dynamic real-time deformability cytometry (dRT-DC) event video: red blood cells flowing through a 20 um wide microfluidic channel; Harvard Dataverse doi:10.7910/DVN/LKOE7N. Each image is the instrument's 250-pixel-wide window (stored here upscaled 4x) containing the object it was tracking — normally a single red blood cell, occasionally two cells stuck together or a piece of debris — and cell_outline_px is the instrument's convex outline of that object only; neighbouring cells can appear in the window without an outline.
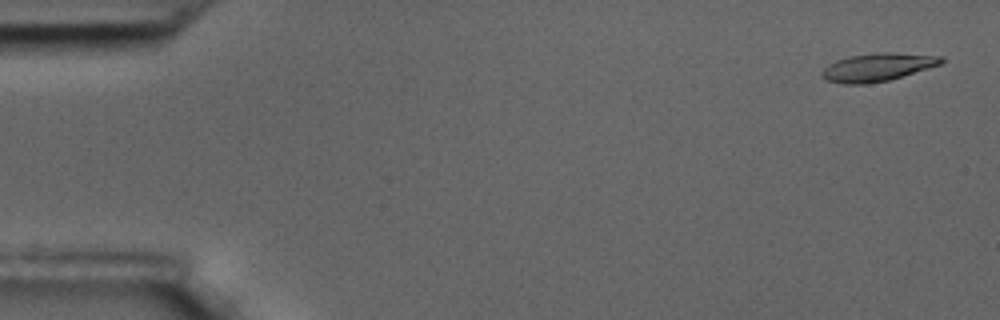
{"species": "common noctule bat (a hibernating species)", "species_latin": "Nyctalus noctula", "temperature_condition": "room temperature", "stored_images_in_passage": 58, "camera_frame_rate_fps": 3000, "um_per_image_px": 0.085, "animal": {"sex": "male", "body_mass_g": 17.5, "forearm_length_mm": 52.3}, "frame": {"image": 1, "passage_image": 2, "time_ms": 0.333, "image_size_px": [1000, 320], "cell_outline_px": [[944, 60], [940, 64], [888, 80], [864, 84], [844, 84], [828, 80], [820, 76], [820, 72], [828, 64], [836, 60], [848, 56], [876, 52], [892, 52], [944, 56]], "centroid_in_image_um": [74.55, 5.69], "position_along_channel_um": 10.4, "area_um2": 19.42}}
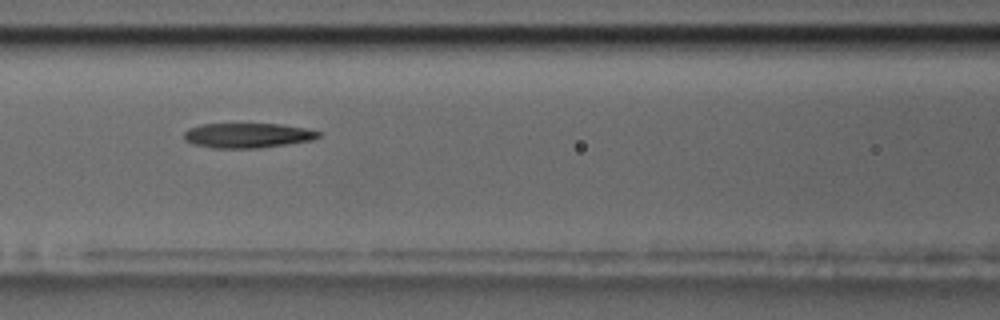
{"frame": {"image": 2, "passage_image": 25, "time_ms": 8.0, "image_size_px": [1000, 320], "cell_outline_px": [[320, 136], [312, 140], [256, 148], [212, 148], [196, 144], [184, 140], [184, 132], [188, 128], [200, 124], [280, 124], [304, 128], [320, 132]], "centroid_in_image_um": [21.0, 11.5], "position_along_channel_um": 145.6, "area_um2": 19.25}}
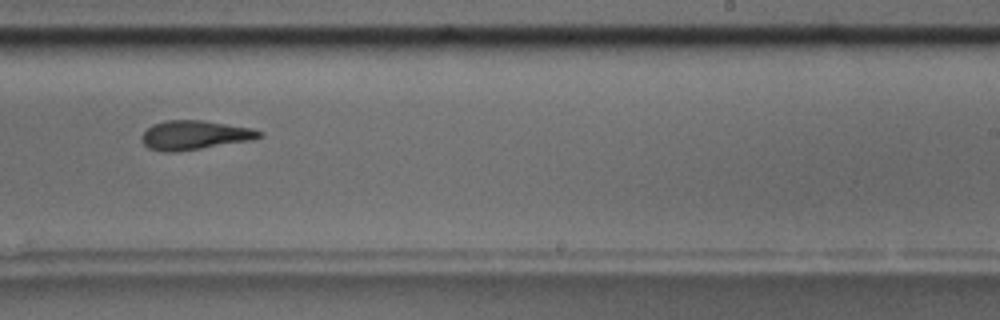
{"frame": {"image": 3, "passage_image": 36, "time_ms": 11.667, "image_size_px": [1000, 320], "cell_outline_px": [[264, 136], [252, 140], [200, 148], [172, 152], [164, 152], [148, 148], [140, 140], [140, 136], [152, 124], [164, 120], [204, 120], [252, 128], [264, 132]], "centroid_in_image_um": [16.54, 11.47], "position_along_channel_um": 272.5, "area_um2": 20.06}, "authors_computed_cell_mechanics": {"area_um2": 19.8543, "velocity_mm_per_s": 3.4748, "shape_relaxation_time_tau1_ms": 5.8276, "shape_relaxation_time_tau2_ms": 5.7251, "deformation_change_tau1": 0.2499, "deformation_change_tau2": 0.1739}}